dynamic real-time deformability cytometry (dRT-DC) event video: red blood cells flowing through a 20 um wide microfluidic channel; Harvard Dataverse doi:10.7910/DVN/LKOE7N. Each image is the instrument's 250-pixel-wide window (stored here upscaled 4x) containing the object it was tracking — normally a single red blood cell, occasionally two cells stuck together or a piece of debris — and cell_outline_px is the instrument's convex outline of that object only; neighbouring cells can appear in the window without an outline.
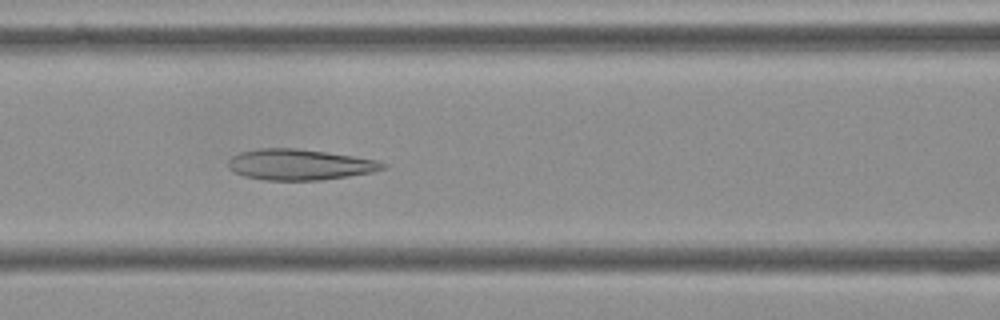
{"species": "Egyptian fruit bat (a non-hibernating species)", "species_latin": "Rousettus aegyptiacus", "temperature_condition": "cold", "stored_images_in_passage": 55, "camera_frame_rate_fps": 3000, "um_per_image_px": 0.085, "frame": {"image": 1, "passage_image": 23, "time_ms": 7.333, "image_size_px": [1000, 320], "cell_outline_px": [[388, 168], [372, 172], [348, 176], [320, 180], [264, 180], [244, 176], [228, 168], [228, 160], [232, 156], [240, 152], [256, 148], [296, 148], [380, 160], [388, 164]], "centroid_in_image_um": [25.49, 13.99], "position_along_channel_um": 141.1, "area_um2": 27.86}}
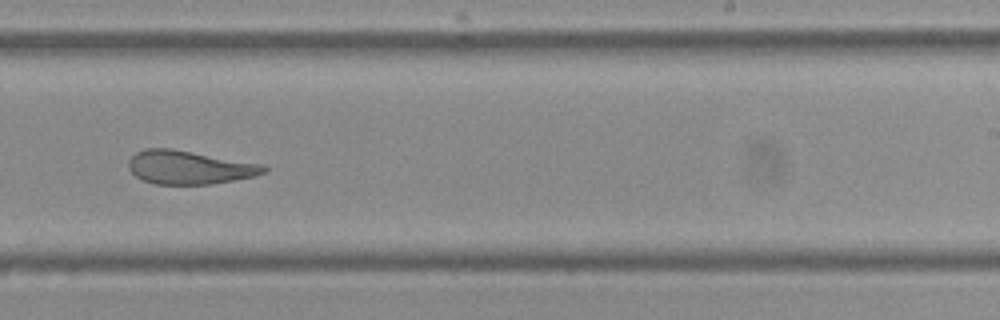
{"frame": {"image": 2, "passage_image": 34, "time_ms": 11.0, "image_size_px": [1000, 320], "cell_outline_px": [[268, 172], [256, 176], [212, 184], [156, 184], [144, 180], [136, 176], [128, 168], [128, 160], [136, 152], [144, 148], [172, 148], [264, 164], [268, 168]], "centroid_in_image_um": [16.12, 14.22], "position_along_channel_um": 272.9, "area_um2": 26.65}}
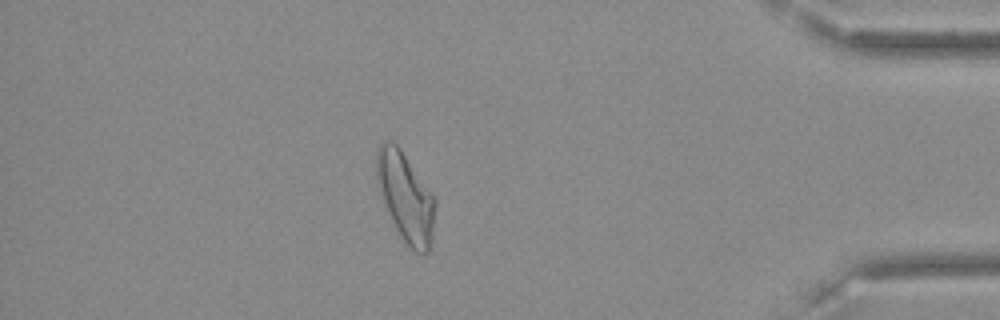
{"frame": {"image": 3, "passage_image": 48, "time_ms": 15.667, "image_size_px": [1000, 320], "cell_outline_px": [[436, 204], [432, 244], [428, 252], [416, 252], [400, 236], [380, 196], [376, 176], [376, 152], [380, 144], [384, 140], [392, 140], [400, 148], [436, 196]], "centroid_in_image_um": [34.49, 16.71], "position_along_channel_um": 400.7, "area_um2": 30.75}}